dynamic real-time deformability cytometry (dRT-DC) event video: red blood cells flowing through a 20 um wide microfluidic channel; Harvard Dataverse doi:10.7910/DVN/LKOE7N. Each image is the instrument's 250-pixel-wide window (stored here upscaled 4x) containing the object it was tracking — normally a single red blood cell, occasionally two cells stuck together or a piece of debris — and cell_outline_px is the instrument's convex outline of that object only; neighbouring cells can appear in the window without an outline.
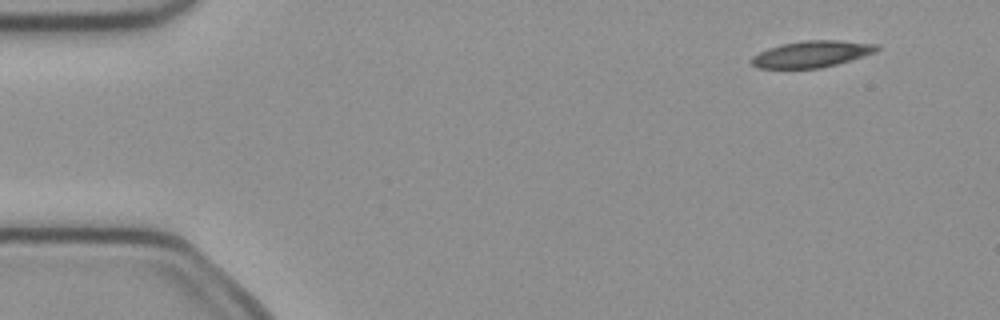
{"species": "common noctule bat (a hibernating species)", "species_latin": "Nyctalus noctula", "temperature_condition": "cold", "stored_images_in_passage": 6, "segment_of_instrument_passage": [2, 2], "camera_frame_rate_fps": 3000, "um_per_image_px": 0.085, "animal": {"sex": "female", "body_mass_g": 21.9}, "frame": {"image": 1, "passage_image": 6, "time_ms": 1.667, "image_size_px": [1000, 320], "cell_outline_px": [[880, 48], [876, 52], [852, 60], [820, 68], [760, 68], [752, 64], [748, 60], [752, 56], [768, 48], [780, 44], [804, 40], [840, 40], [880, 44]], "centroid_in_image_um": [69.02, 4.58], "position_along_channel_um": 16.0, "area_um2": 19.54}}